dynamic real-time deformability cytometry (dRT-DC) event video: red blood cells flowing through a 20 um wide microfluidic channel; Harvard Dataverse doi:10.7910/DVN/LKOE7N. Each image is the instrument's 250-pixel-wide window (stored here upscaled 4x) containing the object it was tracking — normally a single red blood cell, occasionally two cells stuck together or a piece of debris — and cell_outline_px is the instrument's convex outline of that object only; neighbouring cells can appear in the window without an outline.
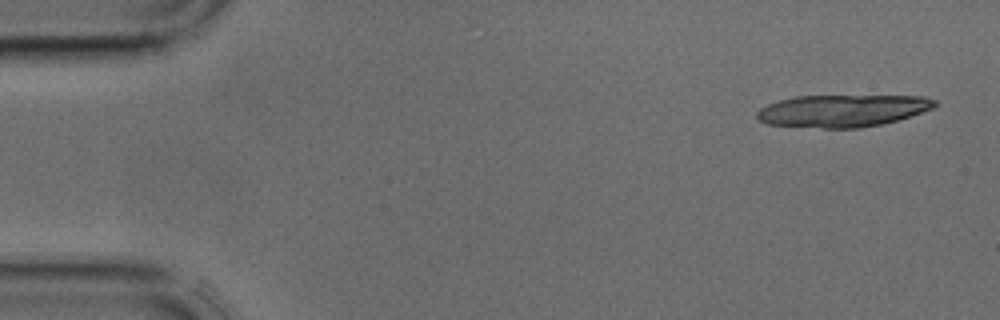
{"species": "common noctule bat (a hibernating species)", "species_latin": "Nyctalus noctula", "temperature_condition": "cold", "stored_images_in_passage": 3, "camera_frame_rate_fps": 3000, "um_per_image_px": 0.085, "animal": {"sex": "male", "body_mass_g": 17.9, "forearm_length_mm": 54.2}, "frame": {"image": 1, "passage_image": 1, "time_ms": 0.0, "image_size_px": [1000, 320], "cell_outline_px": [[940, 104], [932, 108], [896, 120], [880, 124], [860, 128], [824, 128], [768, 124], [760, 120], [756, 116], [756, 112], [760, 108], [768, 104], [780, 100], [796, 96], [924, 96], [936, 100]], "centroid_in_image_um": [71.61, 9.4], "position_along_channel_um": 13.4, "area_um2": 33.12}}